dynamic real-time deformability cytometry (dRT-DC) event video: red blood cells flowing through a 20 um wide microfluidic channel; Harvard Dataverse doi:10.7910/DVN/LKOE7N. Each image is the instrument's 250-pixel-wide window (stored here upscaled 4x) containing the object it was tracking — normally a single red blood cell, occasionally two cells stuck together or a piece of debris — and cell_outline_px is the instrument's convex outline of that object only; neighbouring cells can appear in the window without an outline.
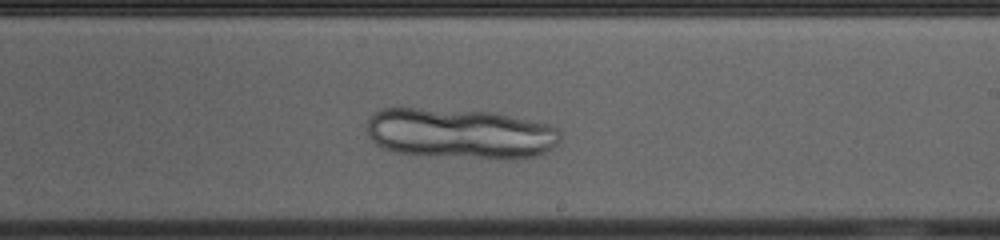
{"species": "common noctule bat (a hibernating species)", "species_latin": "Nyctalus noctula", "temperature_condition": "cold", "stored_images_in_passage": 41, "camera_frame_rate_fps": 3000, "um_per_image_px": 0.085, "animal": {"sex": "female", "body_mass_g": 23.0, "forearm_length_mm": 53.4}, "frame": {"image": 1, "passage_image": 19, "time_ms": 6.0, "image_size_px": [1000, 240], "cell_outline_px": [[560, 140], [552, 148], [536, 156], [512, 160], [396, 152], [384, 148], [376, 144], [368, 136], [368, 116], [372, 112], [384, 108], [416, 108], [492, 112], [552, 124], [560, 128]], "centroid_in_image_um": [39.16, 11.34], "position_along_channel_um": 249.8, "area_um2": 56.93}}